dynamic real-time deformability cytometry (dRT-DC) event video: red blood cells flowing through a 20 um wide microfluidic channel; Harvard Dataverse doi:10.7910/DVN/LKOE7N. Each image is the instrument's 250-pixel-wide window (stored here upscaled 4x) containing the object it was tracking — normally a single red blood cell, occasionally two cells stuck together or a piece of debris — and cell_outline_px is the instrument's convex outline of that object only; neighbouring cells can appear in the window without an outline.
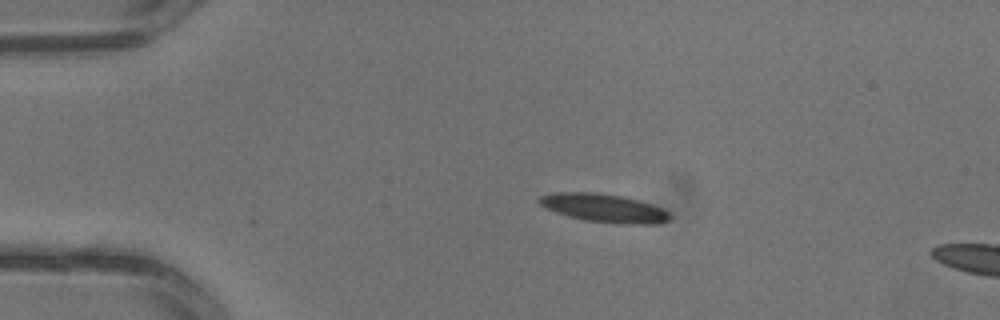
{"species": "common noctule bat (a hibernating species)", "species_latin": "Nyctalus noctula", "temperature_condition": "warm", "stored_images_in_passage": 2, "camera_frame_rate_fps": 3000, "um_per_image_px": 0.085, "animal": {"sex": "male", "body_mass_g": 13.3}, "frame": {"image": 1, "passage_image": 1, "time_ms": 0.0, "image_size_px": [1000, 320], "cell_outline_px": [[672, 216], [668, 220], [660, 224], [616, 224], [584, 220], [568, 216], [556, 212], [540, 204], [536, 200], [540, 196], [552, 192], [596, 192], [624, 196], [664, 208]], "centroid_in_image_um": [51.36, 17.68], "position_along_channel_um": 33.6, "area_um2": 21.85}}